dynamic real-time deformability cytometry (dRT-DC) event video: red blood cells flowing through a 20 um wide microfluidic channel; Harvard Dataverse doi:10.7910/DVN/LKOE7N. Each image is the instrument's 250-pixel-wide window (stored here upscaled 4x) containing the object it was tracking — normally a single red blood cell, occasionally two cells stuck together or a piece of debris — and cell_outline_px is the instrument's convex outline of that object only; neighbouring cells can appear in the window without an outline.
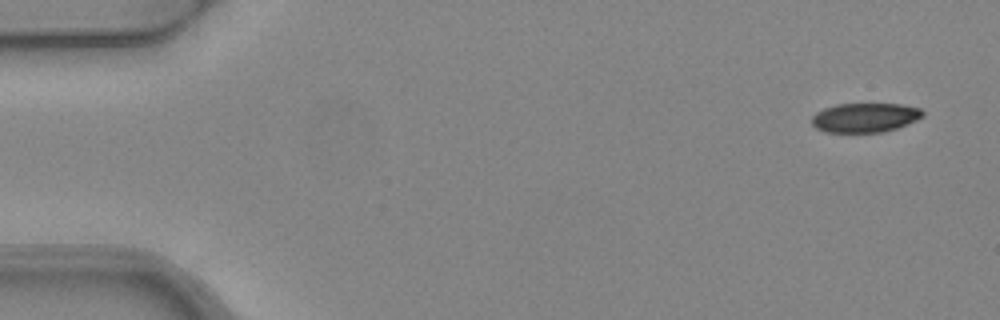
{"species": "common noctule bat (a hibernating species)", "species_latin": "Nyctalus noctula", "temperature_condition": "warm", "stored_images_in_passage": 5, "camera_frame_rate_fps": 3000, "um_per_image_px": 0.085, "animal": {"sex": "female", "body_mass_g": 24.6, "forearm_length_mm": 56.2}, "frame": {"image": 1, "passage_image": 1, "time_ms": 0.0, "image_size_px": [1000, 320], "cell_outline_px": [[924, 116], [916, 120], [896, 128], [884, 132], [824, 132], [816, 128], [812, 124], [812, 116], [816, 112], [824, 108], [836, 104], [900, 104], [920, 108], [924, 112]], "centroid_in_image_um": [73.51, 9.99], "position_along_channel_um": 11.5, "area_um2": 18.96}}
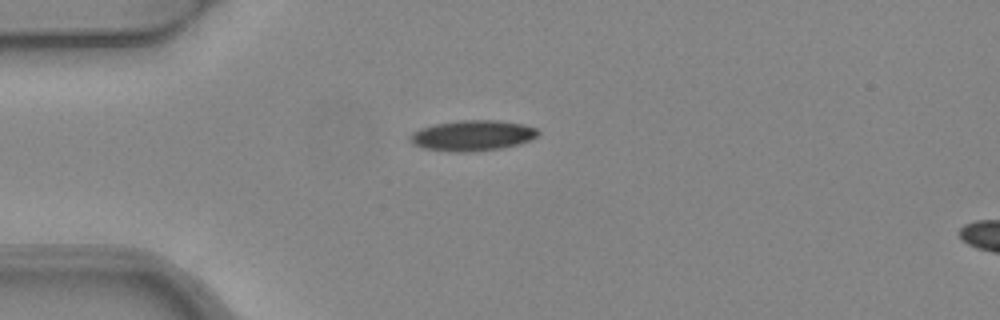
{"frame": {"image": 2, "passage_image": 4, "time_ms": 1.0, "image_size_px": [1000, 320], "cell_outline_px": [[540, 132], [536, 136], [528, 140], [516, 144], [500, 148], [476, 152], [448, 152], [424, 148], [412, 144], [412, 132], [420, 128], [436, 124], [460, 120], [496, 120], [524, 124], [536, 128]], "centroid_in_image_um": [40.15, 11.52], "position_along_channel_um": 44.9, "area_um2": 22.66}}